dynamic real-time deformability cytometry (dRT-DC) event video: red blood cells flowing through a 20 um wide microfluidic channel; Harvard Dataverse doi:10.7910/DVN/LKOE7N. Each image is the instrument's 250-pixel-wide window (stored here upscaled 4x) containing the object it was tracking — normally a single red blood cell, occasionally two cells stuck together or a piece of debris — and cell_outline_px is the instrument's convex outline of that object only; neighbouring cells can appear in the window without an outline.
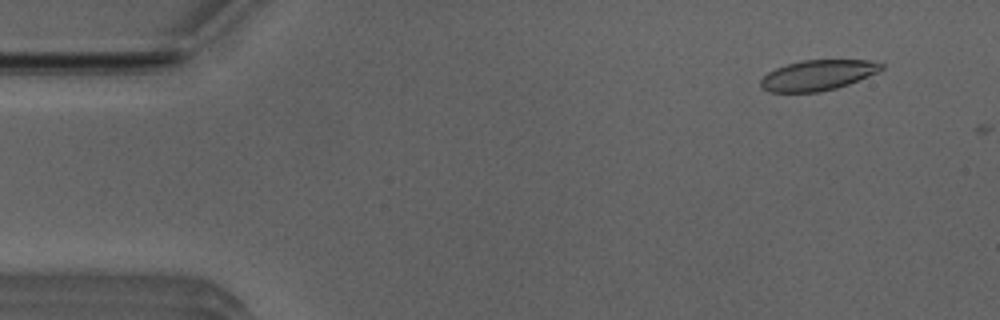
{"species": "Egyptian fruit bat (a non-hibernating species)", "species_latin": "Rousettus aegyptiacus", "temperature_condition": "room temperature", "stored_images_in_passage": 5, "camera_frame_rate_fps": 3000, "um_per_image_px": 0.085, "animal": {"sex": "male"}, "frame": {"image": 1, "passage_image": 4, "time_ms": 1.0, "image_size_px": [1000, 320], "cell_outline_px": [[884, 68], [876, 72], [848, 84], [836, 88], [820, 92], [768, 92], [760, 88], [760, 80], [768, 72], [776, 68], [800, 60], [868, 60], [884, 64]], "centroid_in_image_um": [69.46, 6.4], "position_along_channel_um": 15.5, "area_um2": 21.27}}